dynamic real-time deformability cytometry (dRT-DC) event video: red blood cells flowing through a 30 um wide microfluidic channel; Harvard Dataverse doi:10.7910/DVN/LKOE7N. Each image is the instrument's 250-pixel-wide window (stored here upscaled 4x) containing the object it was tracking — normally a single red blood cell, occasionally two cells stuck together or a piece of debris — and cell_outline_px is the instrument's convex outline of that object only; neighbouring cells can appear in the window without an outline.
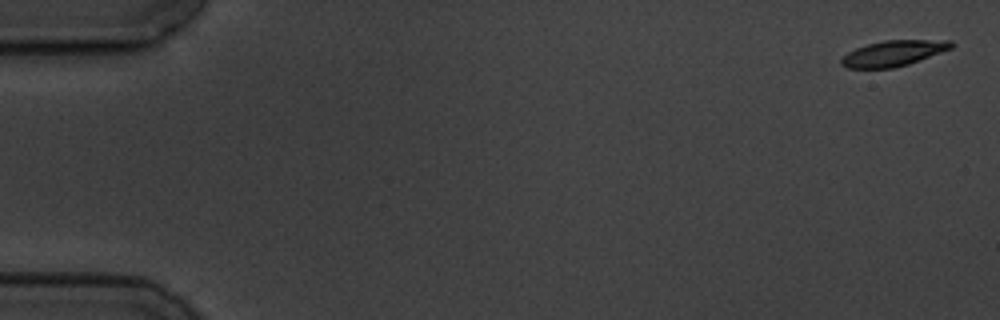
{"species": "common noctule bat (a hibernating species)", "species_latin": "Nyctalus noctula", "temperature_condition": "cold", "stored_images_in_passage": 7, "camera_frame_rate_fps": 3000, "um_per_image_px": 0.085, "animal": {"sex": "male", "body_mass_g": 19.5, "forearm_length_mm": 54.6}, "frame": {"image": 1, "passage_image": 1, "time_ms": 0.0, "image_size_px": [1000, 320], "cell_outline_px": [[956, 44], [952, 48], [908, 64], [892, 68], [848, 68], [840, 64], [840, 60], [848, 52], [856, 48], [868, 44], [884, 40], [952, 40]], "centroid_in_image_um": [75.95, 4.52], "position_along_channel_um": 9.0, "area_um2": 16.36}}
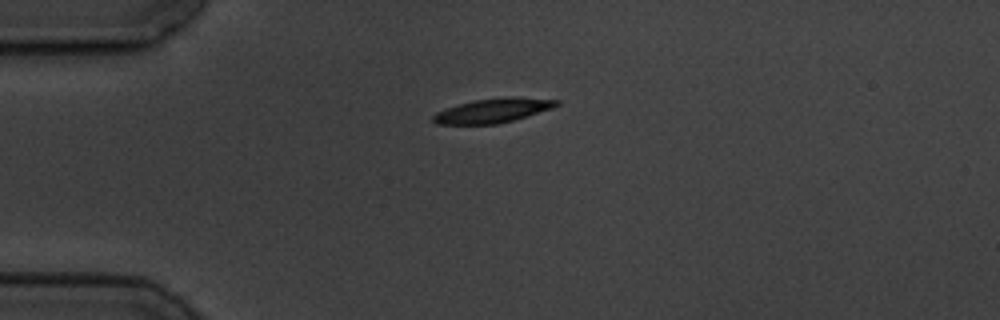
{"frame": {"image": 2, "passage_image": 5, "time_ms": 4.333, "image_size_px": [1000, 320], "cell_outline_px": [[560, 104], [552, 108], [512, 120], [496, 124], [436, 124], [432, 120], [432, 116], [436, 112], [444, 108], [472, 100], [504, 96], [516, 96], [560, 100]], "centroid_in_image_um": [41.87, 9.37], "position_along_channel_um": 43.1, "area_um2": 17.63}}
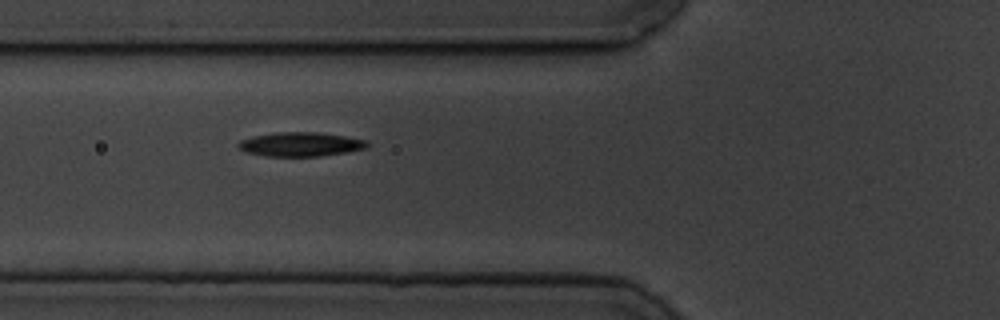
{"frame": {"image": 3, "passage_image": 7, "time_ms": 6.667, "image_size_px": [1000, 320], "cell_outline_px": [[368, 144], [364, 148], [344, 152], [320, 156], [264, 156], [248, 152], [240, 148], [236, 144], [240, 140], [252, 136], [276, 132], [316, 132], [344, 136], [368, 140]], "centroid_in_image_um": [25.51, 12.25], "position_along_channel_um": 100.3, "area_um2": 17.92}}